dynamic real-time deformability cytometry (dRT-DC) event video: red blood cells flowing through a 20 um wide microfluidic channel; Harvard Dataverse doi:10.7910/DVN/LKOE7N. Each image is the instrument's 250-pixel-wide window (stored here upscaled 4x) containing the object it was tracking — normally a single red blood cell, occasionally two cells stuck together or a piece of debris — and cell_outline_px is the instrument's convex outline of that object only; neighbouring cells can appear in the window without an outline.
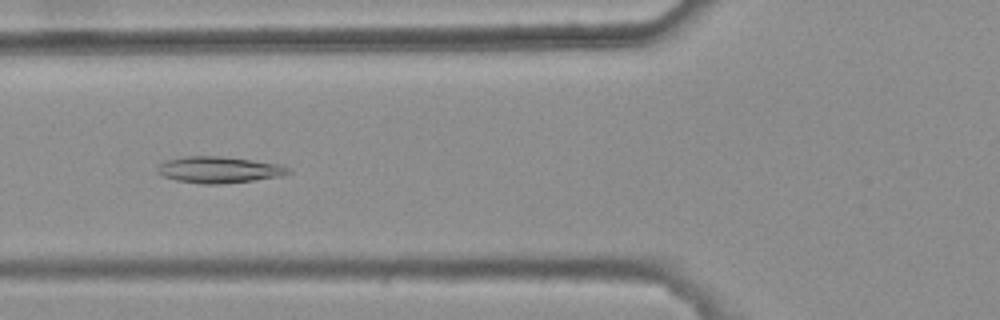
{"species": "common noctule bat (a hibernating species)", "species_latin": "Nyctalus noctula", "temperature_condition": "warm", "stored_images_in_passage": 34, "camera_frame_rate_fps": 3000, "um_per_image_px": 0.085, "animal": {"sex": "female", "body_mass_g": 25.1}, "frame": {"image": 1, "passage_image": 8, "time_ms": 2.333, "image_size_px": [1000, 320], "cell_outline_px": [[292, 172], [284, 176], [220, 184], [200, 184], [176, 180], [164, 176], [156, 172], [160, 164], [164, 160], [184, 156], [220, 156], [252, 160], [280, 164], [288, 168]], "centroid_in_image_um": [18.61, 14.42], "position_along_channel_um": 107.2, "area_um2": 20.17}}
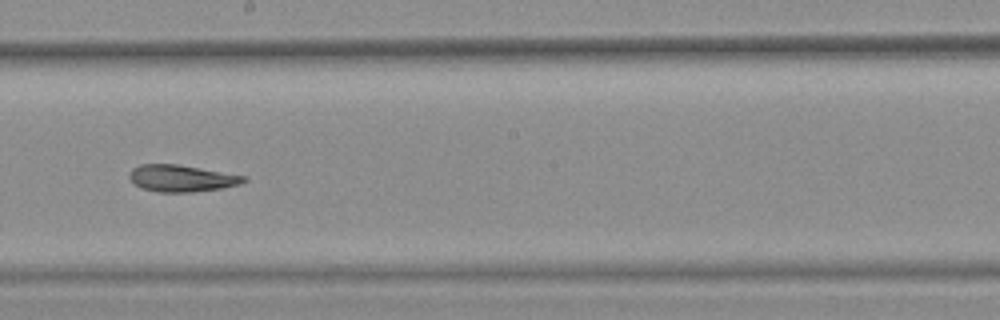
{"frame": {"image": 2, "passage_image": 18, "time_ms": 5.667, "image_size_px": [1000, 320], "cell_outline_px": [[248, 180], [240, 184], [220, 188], [192, 192], [156, 192], [140, 188], [128, 176], [132, 168], [140, 164], [176, 164], [248, 176]], "centroid_in_image_um": [15.44, 15.15], "position_along_channel_um": 232.8, "area_um2": 17.86}}
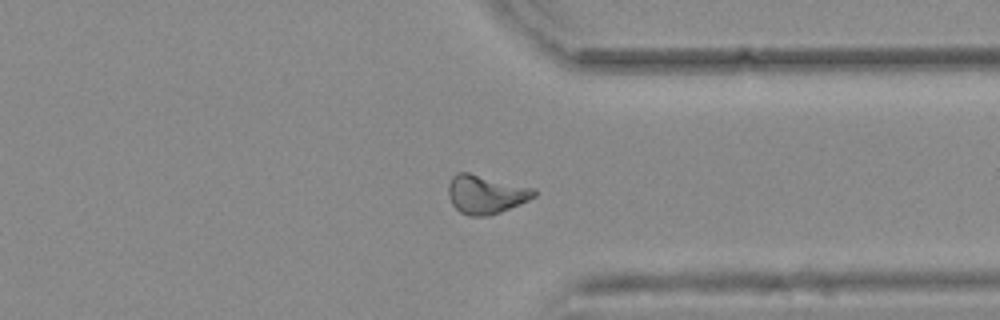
{"frame": {"image": 3, "passage_image": 29, "time_ms": 9.333, "image_size_px": [1000, 320], "cell_outline_px": [[536, 196], [528, 200], [500, 212], [488, 216], [468, 216], [460, 212], [452, 204], [448, 196], [448, 184], [452, 176], [456, 172], [468, 172], [536, 188]], "centroid_in_image_um": [41.28, 16.51], "position_along_channel_um": 370.1, "area_um2": 19.48}, "authors_computed_cell_mechanics": {"area_um2": 18.2648, "velocity_mm_per_s": 3.7759, "shape_relaxation_time_tau1_ms": null, "shape_relaxation_time_tau2_ms": 5.2055, "deformation_change_tau1": null, "deformation_change_tau2": 0.1163}}